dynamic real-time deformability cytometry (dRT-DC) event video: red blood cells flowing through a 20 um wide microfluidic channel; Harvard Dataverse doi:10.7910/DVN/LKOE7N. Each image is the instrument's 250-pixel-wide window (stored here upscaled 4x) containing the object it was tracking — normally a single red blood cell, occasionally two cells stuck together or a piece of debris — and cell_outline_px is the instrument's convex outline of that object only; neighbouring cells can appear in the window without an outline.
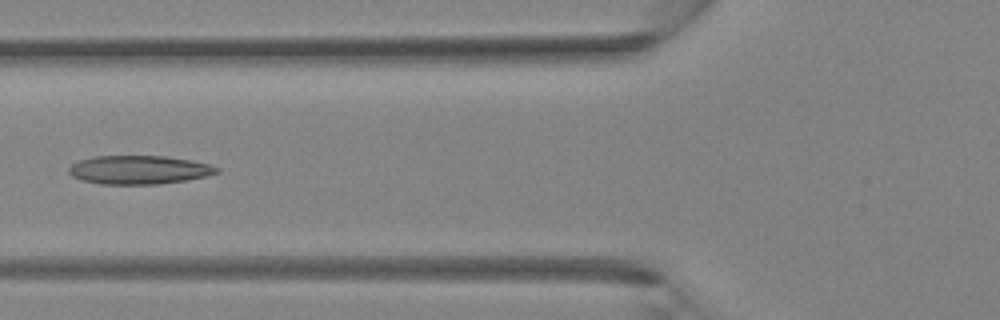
{"species": "Egyptian fruit bat (a non-hibernating species)", "species_latin": "Rousettus aegyptiacus", "temperature_condition": "room temperature", "stored_images_in_passage": 4, "camera_frame_rate_fps": 3000, "um_per_image_px": 0.085, "animal": {"sex": "female"}, "frame": {"image": 1, "passage_image": 4, "time_ms": 3.333, "image_size_px": [1000, 320], "cell_outline_px": [[220, 172], [208, 176], [160, 184], [100, 184], [80, 180], [72, 176], [68, 172], [68, 168], [72, 164], [80, 160], [96, 156], [164, 156], [192, 160], [208, 164], [220, 168]], "centroid_in_image_um": [11.82, 14.44], "position_along_channel_um": 114.0, "area_um2": 24.74}}